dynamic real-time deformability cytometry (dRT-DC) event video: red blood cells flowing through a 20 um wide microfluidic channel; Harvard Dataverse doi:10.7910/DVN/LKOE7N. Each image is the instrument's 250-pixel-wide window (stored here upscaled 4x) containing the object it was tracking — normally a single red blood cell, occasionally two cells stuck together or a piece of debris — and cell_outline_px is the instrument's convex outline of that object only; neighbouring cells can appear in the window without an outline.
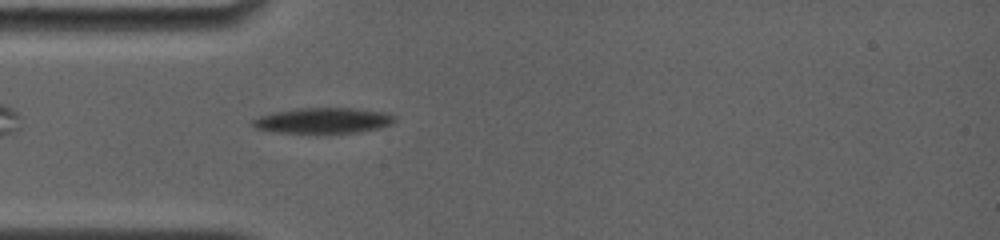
{"species": "common noctule bat (a hibernating species)", "species_latin": "Nyctalus noctula", "temperature_condition": "room temperature", "stored_images_in_passage": 43, "camera_frame_rate_fps": 4000, "um_per_image_px": 0.085, "animal": {"sex": "female", "body_mass_g": 19.0, "forearm_length_mm": 56.7}, "frame": {"image": 1, "passage_image": 4, "time_ms": 0.75, "image_size_px": [1000, 240], "cell_outline_px": [[396, 120], [392, 124], [380, 128], [356, 132], [276, 132], [256, 128], [252, 124], [252, 120], [260, 116], [272, 112], [296, 108], [352, 108], [388, 112], [396, 116]], "centroid_in_image_um": [27.52, 10.22], "position_along_channel_um": 57.5, "area_um2": 21.04}}
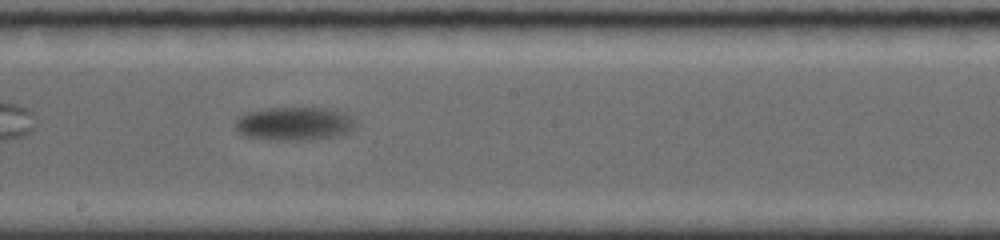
{"frame": {"image": 2, "passage_image": 24, "time_ms": 5.75, "image_size_px": [1000, 240], "cell_outline_px": [[356, 128], [348, 132], [336, 136], [308, 140], [280, 140], [248, 136], [240, 132], [236, 128], [236, 120], [240, 116], [248, 112], [268, 108], [328, 108], [352, 116], [356, 120]], "centroid_in_image_um": [25.09, 10.51], "position_along_channel_um": 223.1, "area_um2": 23.24}}
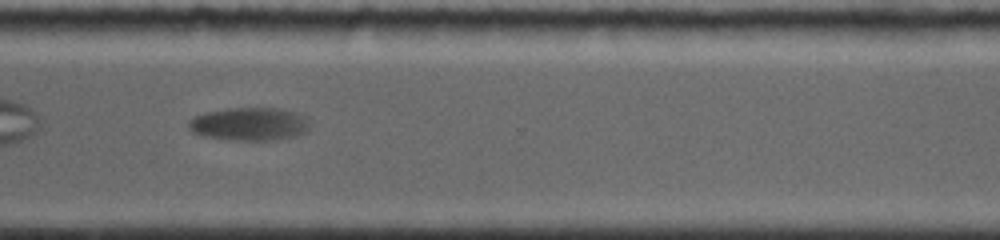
{"frame": {"image": 3, "passage_image": 38, "time_ms": 9.5, "image_size_px": [1000, 240], "cell_outline_px": [[308, 128], [304, 132], [292, 136], [268, 140], [228, 140], [204, 136], [192, 132], [188, 128], [188, 120], [196, 116], [208, 112], [228, 108], [280, 108], [296, 112], [308, 116]], "centroid_in_image_um": [21.18, 10.53], "position_along_channel_um": 349.4, "area_um2": 23.29}, "authors_computed_cell_mechanics": {"area_um2": 23.0044, "velocity_mm_per_s": 3.3551, "shape_relaxation_time_tau1_ms": 1.9608, "shape_relaxation_time_tau2_ms": null, "deformation_change_tau1": 0.122, "deformation_change_tau2": null}}